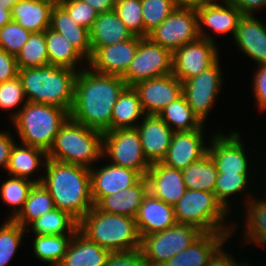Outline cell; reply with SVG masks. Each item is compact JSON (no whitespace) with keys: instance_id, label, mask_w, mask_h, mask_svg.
Segmentation results:
<instances>
[{"instance_id":"6da1fadb","label":"cell","mask_w":266,"mask_h":266,"mask_svg":"<svg viewBox=\"0 0 266 266\" xmlns=\"http://www.w3.org/2000/svg\"><path fill=\"white\" fill-rule=\"evenodd\" d=\"M126 86L122 77L79 70L70 117L102 133L111 131L113 106Z\"/></svg>"},{"instance_id":"7a4b0ae2","label":"cell","mask_w":266,"mask_h":266,"mask_svg":"<svg viewBox=\"0 0 266 266\" xmlns=\"http://www.w3.org/2000/svg\"><path fill=\"white\" fill-rule=\"evenodd\" d=\"M42 184L49 191L56 208L67 211L78 221L95 205L91 197L90 169L47 159Z\"/></svg>"},{"instance_id":"3957f363","label":"cell","mask_w":266,"mask_h":266,"mask_svg":"<svg viewBox=\"0 0 266 266\" xmlns=\"http://www.w3.org/2000/svg\"><path fill=\"white\" fill-rule=\"evenodd\" d=\"M78 70L46 65L18 70L26 101L49 104L65 109L69 114L74 104L75 80Z\"/></svg>"},{"instance_id":"277c9868","label":"cell","mask_w":266,"mask_h":266,"mask_svg":"<svg viewBox=\"0 0 266 266\" xmlns=\"http://www.w3.org/2000/svg\"><path fill=\"white\" fill-rule=\"evenodd\" d=\"M78 231L111 252L140 249L141 237L135 218L107 213L96 206L79 220Z\"/></svg>"},{"instance_id":"5b68a950","label":"cell","mask_w":266,"mask_h":266,"mask_svg":"<svg viewBox=\"0 0 266 266\" xmlns=\"http://www.w3.org/2000/svg\"><path fill=\"white\" fill-rule=\"evenodd\" d=\"M103 133L73 120L70 116L61 125L48 159L91 169L101 157Z\"/></svg>"},{"instance_id":"8992f818","label":"cell","mask_w":266,"mask_h":266,"mask_svg":"<svg viewBox=\"0 0 266 266\" xmlns=\"http://www.w3.org/2000/svg\"><path fill=\"white\" fill-rule=\"evenodd\" d=\"M21 109L12 113V122L22 144L40 148L47 153L53 146L61 125L70 114L58 106L24 100Z\"/></svg>"},{"instance_id":"52a82bcc","label":"cell","mask_w":266,"mask_h":266,"mask_svg":"<svg viewBox=\"0 0 266 266\" xmlns=\"http://www.w3.org/2000/svg\"><path fill=\"white\" fill-rule=\"evenodd\" d=\"M174 212L177 223L193 225L202 232H233L235 229L223 224L229 211L213 192L186 189L174 205Z\"/></svg>"},{"instance_id":"ba28073f","label":"cell","mask_w":266,"mask_h":266,"mask_svg":"<svg viewBox=\"0 0 266 266\" xmlns=\"http://www.w3.org/2000/svg\"><path fill=\"white\" fill-rule=\"evenodd\" d=\"M203 233L193 225L176 223L162 232L142 236L140 250L151 266H162Z\"/></svg>"},{"instance_id":"9c48e42d","label":"cell","mask_w":266,"mask_h":266,"mask_svg":"<svg viewBox=\"0 0 266 266\" xmlns=\"http://www.w3.org/2000/svg\"><path fill=\"white\" fill-rule=\"evenodd\" d=\"M102 155L112 159L110 164L138 171L143 177L151 166L144 156L137 128L104 132Z\"/></svg>"},{"instance_id":"30bf717a","label":"cell","mask_w":266,"mask_h":266,"mask_svg":"<svg viewBox=\"0 0 266 266\" xmlns=\"http://www.w3.org/2000/svg\"><path fill=\"white\" fill-rule=\"evenodd\" d=\"M173 73V52L149 37L140 40L134 59L122 79L127 86Z\"/></svg>"},{"instance_id":"8fae6325","label":"cell","mask_w":266,"mask_h":266,"mask_svg":"<svg viewBox=\"0 0 266 266\" xmlns=\"http://www.w3.org/2000/svg\"><path fill=\"white\" fill-rule=\"evenodd\" d=\"M148 37L172 52L199 38L198 16L195 9L176 8Z\"/></svg>"},{"instance_id":"7c38bea8","label":"cell","mask_w":266,"mask_h":266,"mask_svg":"<svg viewBox=\"0 0 266 266\" xmlns=\"http://www.w3.org/2000/svg\"><path fill=\"white\" fill-rule=\"evenodd\" d=\"M219 59L208 69L182 83V94L194 114L204 123L223 83Z\"/></svg>"},{"instance_id":"4fadbf2b","label":"cell","mask_w":266,"mask_h":266,"mask_svg":"<svg viewBox=\"0 0 266 266\" xmlns=\"http://www.w3.org/2000/svg\"><path fill=\"white\" fill-rule=\"evenodd\" d=\"M216 44L199 37L176 49L173 52V74L183 83L211 67L219 59Z\"/></svg>"},{"instance_id":"5bb4252c","label":"cell","mask_w":266,"mask_h":266,"mask_svg":"<svg viewBox=\"0 0 266 266\" xmlns=\"http://www.w3.org/2000/svg\"><path fill=\"white\" fill-rule=\"evenodd\" d=\"M136 90L145 114L158 115L182 95V82L172 73L138 82Z\"/></svg>"},{"instance_id":"9a60e30c","label":"cell","mask_w":266,"mask_h":266,"mask_svg":"<svg viewBox=\"0 0 266 266\" xmlns=\"http://www.w3.org/2000/svg\"><path fill=\"white\" fill-rule=\"evenodd\" d=\"M142 38L134 35L126 41L99 47L88 61L89 68L101 74L123 77Z\"/></svg>"},{"instance_id":"2e32d148","label":"cell","mask_w":266,"mask_h":266,"mask_svg":"<svg viewBox=\"0 0 266 266\" xmlns=\"http://www.w3.org/2000/svg\"><path fill=\"white\" fill-rule=\"evenodd\" d=\"M228 135L217 133L211 139L212 145L208 146V154L214 161L218 173L249 174V161L240 134L234 131Z\"/></svg>"},{"instance_id":"e0dca14e","label":"cell","mask_w":266,"mask_h":266,"mask_svg":"<svg viewBox=\"0 0 266 266\" xmlns=\"http://www.w3.org/2000/svg\"><path fill=\"white\" fill-rule=\"evenodd\" d=\"M203 126L192 131L174 132L162 164L183 170L208 153L203 141Z\"/></svg>"},{"instance_id":"ac0fdd59","label":"cell","mask_w":266,"mask_h":266,"mask_svg":"<svg viewBox=\"0 0 266 266\" xmlns=\"http://www.w3.org/2000/svg\"><path fill=\"white\" fill-rule=\"evenodd\" d=\"M223 4L214 2H204L196 11L198 16V34L200 38L215 42L214 39L204 33L202 25L209 27L219 35L233 33V37L238 28L239 21L243 13L230 1L224 0ZM203 23V24H202Z\"/></svg>"},{"instance_id":"d6986e66","label":"cell","mask_w":266,"mask_h":266,"mask_svg":"<svg viewBox=\"0 0 266 266\" xmlns=\"http://www.w3.org/2000/svg\"><path fill=\"white\" fill-rule=\"evenodd\" d=\"M101 167L90 169L91 197L94 205L105 196L135 185L143 177L138 171L122 166L107 164Z\"/></svg>"},{"instance_id":"ffe728a7","label":"cell","mask_w":266,"mask_h":266,"mask_svg":"<svg viewBox=\"0 0 266 266\" xmlns=\"http://www.w3.org/2000/svg\"><path fill=\"white\" fill-rule=\"evenodd\" d=\"M148 192L165 203L174 206L185 194L182 171L161 162L151 164L145 175Z\"/></svg>"},{"instance_id":"44dd1931","label":"cell","mask_w":266,"mask_h":266,"mask_svg":"<svg viewBox=\"0 0 266 266\" xmlns=\"http://www.w3.org/2000/svg\"><path fill=\"white\" fill-rule=\"evenodd\" d=\"M136 127L142 150L150 164L161 162L168 151L174 131L158 115L146 114Z\"/></svg>"},{"instance_id":"7402d4cb","label":"cell","mask_w":266,"mask_h":266,"mask_svg":"<svg viewBox=\"0 0 266 266\" xmlns=\"http://www.w3.org/2000/svg\"><path fill=\"white\" fill-rule=\"evenodd\" d=\"M135 221L140 237L162 232L177 223L174 206L149 192L140 205Z\"/></svg>"},{"instance_id":"603a6c76","label":"cell","mask_w":266,"mask_h":266,"mask_svg":"<svg viewBox=\"0 0 266 266\" xmlns=\"http://www.w3.org/2000/svg\"><path fill=\"white\" fill-rule=\"evenodd\" d=\"M234 232H204L194 243L162 266H206Z\"/></svg>"},{"instance_id":"cb8c5ba5","label":"cell","mask_w":266,"mask_h":266,"mask_svg":"<svg viewBox=\"0 0 266 266\" xmlns=\"http://www.w3.org/2000/svg\"><path fill=\"white\" fill-rule=\"evenodd\" d=\"M234 41L257 65L266 63V27L253 15L243 14Z\"/></svg>"},{"instance_id":"d4e9b609","label":"cell","mask_w":266,"mask_h":266,"mask_svg":"<svg viewBox=\"0 0 266 266\" xmlns=\"http://www.w3.org/2000/svg\"><path fill=\"white\" fill-rule=\"evenodd\" d=\"M148 193V184L142 177L135 185L103 197L95 206L104 212L136 218L140 205Z\"/></svg>"},{"instance_id":"484cf974","label":"cell","mask_w":266,"mask_h":266,"mask_svg":"<svg viewBox=\"0 0 266 266\" xmlns=\"http://www.w3.org/2000/svg\"><path fill=\"white\" fill-rule=\"evenodd\" d=\"M133 36V33L114 10L99 14L89 30L90 46L93 53L99 47L120 43Z\"/></svg>"},{"instance_id":"4316f807","label":"cell","mask_w":266,"mask_h":266,"mask_svg":"<svg viewBox=\"0 0 266 266\" xmlns=\"http://www.w3.org/2000/svg\"><path fill=\"white\" fill-rule=\"evenodd\" d=\"M110 254L77 231L58 266H106Z\"/></svg>"},{"instance_id":"83f0119b","label":"cell","mask_w":266,"mask_h":266,"mask_svg":"<svg viewBox=\"0 0 266 266\" xmlns=\"http://www.w3.org/2000/svg\"><path fill=\"white\" fill-rule=\"evenodd\" d=\"M50 28L63 35L84 60L91 59L89 30L76 23L62 6L53 7Z\"/></svg>"},{"instance_id":"f1b7e54d","label":"cell","mask_w":266,"mask_h":266,"mask_svg":"<svg viewBox=\"0 0 266 266\" xmlns=\"http://www.w3.org/2000/svg\"><path fill=\"white\" fill-rule=\"evenodd\" d=\"M52 9L38 0H19L11 9V17L31 33L41 32L50 27Z\"/></svg>"},{"instance_id":"f546056e","label":"cell","mask_w":266,"mask_h":266,"mask_svg":"<svg viewBox=\"0 0 266 266\" xmlns=\"http://www.w3.org/2000/svg\"><path fill=\"white\" fill-rule=\"evenodd\" d=\"M146 114L133 86H126L113 106L111 131L116 129L136 128L137 120Z\"/></svg>"},{"instance_id":"4dcf8cb0","label":"cell","mask_w":266,"mask_h":266,"mask_svg":"<svg viewBox=\"0 0 266 266\" xmlns=\"http://www.w3.org/2000/svg\"><path fill=\"white\" fill-rule=\"evenodd\" d=\"M41 157H44V160L41 159ZM47 159V152L40 148L25 144H23V146H17V144H14L11 149L7 166L8 175L29 179L28 177L32 175L34 171H37L42 164L43 166L46 165Z\"/></svg>"},{"instance_id":"1f68e13d","label":"cell","mask_w":266,"mask_h":266,"mask_svg":"<svg viewBox=\"0 0 266 266\" xmlns=\"http://www.w3.org/2000/svg\"><path fill=\"white\" fill-rule=\"evenodd\" d=\"M181 171L186 189L214 193L218 171L208 153Z\"/></svg>"},{"instance_id":"d6a6232c","label":"cell","mask_w":266,"mask_h":266,"mask_svg":"<svg viewBox=\"0 0 266 266\" xmlns=\"http://www.w3.org/2000/svg\"><path fill=\"white\" fill-rule=\"evenodd\" d=\"M29 225H31L33 234L37 235L75 234L78 231L79 221L67 211L55 208L44 213Z\"/></svg>"},{"instance_id":"836d02e7","label":"cell","mask_w":266,"mask_h":266,"mask_svg":"<svg viewBox=\"0 0 266 266\" xmlns=\"http://www.w3.org/2000/svg\"><path fill=\"white\" fill-rule=\"evenodd\" d=\"M55 208L54 200L49 191L42 183H35L29 191L23 209L13 220L28 231L27 225Z\"/></svg>"},{"instance_id":"e575fe53","label":"cell","mask_w":266,"mask_h":266,"mask_svg":"<svg viewBox=\"0 0 266 266\" xmlns=\"http://www.w3.org/2000/svg\"><path fill=\"white\" fill-rule=\"evenodd\" d=\"M158 116L174 132L192 131L204 125L187 104L183 94L166 106Z\"/></svg>"},{"instance_id":"d590c367","label":"cell","mask_w":266,"mask_h":266,"mask_svg":"<svg viewBox=\"0 0 266 266\" xmlns=\"http://www.w3.org/2000/svg\"><path fill=\"white\" fill-rule=\"evenodd\" d=\"M45 41L50 65L77 70L76 65L84 58L63 35L49 27L45 30Z\"/></svg>"},{"instance_id":"8d00e7d4","label":"cell","mask_w":266,"mask_h":266,"mask_svg":"<svg viewBox=\"0 0 266 266\" xmlns=\"http://www.w3.org/2000/svg\"><path fill=\"white\" fill-rule=\"evenodd\" d=\"M74 234L37 235L33 242L35 257L51 266H58L65 255Z\"/></svg>"},{"instance_id":"74e56055","label":"cell","mask_w":266,"mask_h":266,"mask_svg":"<svg viewBox=\"0 0 266 266\" xmlns=\"http://www.w3.org/2000/svg\"><path fill=\"white\" fill-rule=\"evenodd\" d=\"M18 69L39 68L49 65V56L45 41V30L33 32L16 55Z\"/></svg>"},{"instance_id":"f35d334b","label":"cell","mask_w":266,"mask_h":266,"mask_svg":"<svg viewBox=\"0 0 266 266\" xmlns=\"http://www.w3.org/2000/svg\"><path fill=\"white\" fill-rule=\"evenodd\" d=\"M42 179L43 178L30 180L26 178L10 177V179L2 183L0 190V194L2 195L1 198L3 202L14 208V210H11L13 214L9 219H13L19 214L24 207L29 191L35 183H41Z\"/></svg>"},{"instance_id":"ab89813d","label":"cell","mask_w":266,"mask_h":266,"mask_svg":"<svg viewBox=\"0 0 266 266\" xmlns=\"http://www.w3.org/2000/svg\"><path fill=\"white\" fill-rule=\"evenodd\" d=\"M252 198L246 204L247 220L244 239L247 243L253 241L258 245H264L266 243V200L259 201Z\"/></svg>"},{"instance_id":"60d3db41","label":"cell","mask_w":266,"mask_h":266,"mask_svg":"<svg viewBox=\"0 0 266 266\" xmlns=\"http://www.w3.org/2000/svg\"><path fill=\"white\" fill-rule=\"evenodd\" d=\"M26 229L13 219H7L0 227V266H6L17 252Z\"/></svg>"},{"instance_id":"b9f144b4","label":"cell","mask_w":266,"mask_h":266,"mask_svg":"<svg viewBox=\"0 0 266 266\" xmlns=\"http://www.w3.org/2000/svg\"><path fill=\"white\" fill-rule=\"evenodd\" d=\"M144 37L159 26L175 9L172 0H141Z\"/></svg>"},{"instance_id":"7bdbcfd3","label":"cell","mask_w":266,"mask_h":266,"mask_svg":"<svg viewBox=\"0 0 266 266\" xmlns=\"http://www.w3.org/2000/svg\"><path fill=\"white\" fill-rule=\"evenodd\" d=\"M248 174H225L218 173L215 183L214 194L216 199L226 210H230L229 198L232 194L243 192L247 189ZM229 196V197H228Z\"/></svg>"},{"instance_id":"ee69618b","label":"cell","mask_w":266,"mask_h":266,"mask_svg":"<svg viewBox=\"0 0 266 266\" xmlns=\"http://www.w3.org/2000/svg\"><path fill=\"white\" fill-rule=\"evenodd\" d=\"M114 11L133 35L144 37L141 0H118Z\"/></svg>"},{"instance_id":"f6af8a7d","label":"cell","mask_w":266,"mask_h":266,"mask_svg":"<svg viewBox=\"0 0 266 266\" xmlns=\"http://www.w3.org/2000/svg\"><path fill=\"white\" fill-rule=\"evenodd\" d=\"M31 32L11 21L0 29V49L17 55L30 36Z\"/></svg>"},{"instance_id":"bcb514c9","label":"cell","mask_w":266,"mask_h":266,"mask_svg":"<svg viewBox=\"0 0 266 266\" xmlns=\"http://www.w3.org/2000/svg\"><path fill=\"white\" fill-rule=\"evenodd\" d=\"M61 6L76 23L88 30L99 15L91 5L81 0H65Z\"/></svg>"},{"instance_id":"7dc6e473","label":"cell","mask_w":266,"mask_h":266,"mask_svg":"<svg viewBox=\"0 0 266 266\" xmlns=\"http://www.w3.org/2000/svg\"><path fill=\"white\" fill-rule=\"evenodd\" d=\"M26 98L22 87L21 79L17 76L15 79L0 83V108L13 110Z\"/></svg>"},{"instance_id":"c3c4849f","label":"cell","mask_w":266,"mask_h":266,"mask_svg":"<svg viewBox=\"0 0 266 266\" xmlns=\"http://www.w3.org/2000/svg\"><path fill=\"white\" fill-rule=\"evenodd\" d=\"M106 266H151L140 249L111 252Z\"/></svg>"},{"instance_id":"681fc988","label":"cell","mask_w":266,"mask_h":266,"mask_svg":"<svg viewBox=\"0 0 266 266\" xmlns=\"http://www.w3.org/2000/svg\"><path fill=\"white\" fill-rule=\"evenodd\" d=\"M258 69L254 74L252 81L254 82L253 89L255 93L256 102L258 107L264 111L266 110V63L259 64Z\"/></svg>"},{"instance_id":"f907efd6","label":"cell","mask_w":266,"mask_h":266,"mask_svg":"<svg viewBox=\"0 0 266 266\" xmlns=\"http://www.w3.org/2000/svg\"><path fill=\"white\" fill-rule=\"evenodd\" d=\"M18 70L16 56L0 49V83L15 79Z\"/></svg>"},{"instance_id":"816d5d0a","label":"cell","mask_w":266,"mask_h":266,"mask_svg":"<svg viewBox=\"0 0 266 266\" xmlns=\"http://www.w3.org/2000/svg\"><path fill=\"white\" fill-rule=\"evenodd\" d=\"M15 144L13 137L8 132L0 131V167L7 169L12 146Z\"/></svg>"},{"instance_id":"f5cc1de1","label":"cell","mask_w":266,"mask_h":266,"mask_svg":"<svg viewBox=\"0 0 266 266\" xmlns=\"http://www.w3.org/2000/svg\"><path fill=\"white\" fill-rule=\"evenodd\" d=\"M243 14H254L256 9L266 6V0H230Z\"/></svg>"},{"instance_id":"db71d44e","label":"cell","mask_w":266,"mask_h":266,"mask_svg":"<svg viewBox=\"0 0 266 266\" xmlns=\"http://www.w3.org/2000/svg\"><path fill=\"white\" fill-rule=\"evenodd\" d=\"M224 251L221 247L208 261L206 266H234L236 262L233 260L232 255L229 256L230 254H226Z\"/></svg>"},{"instance_id":"11a10c76","label":"cell","mask_w":266,"mask_h":266,"mask_svg":"<svg viewBox=\"0 0 266 266\" xmlns=\"http://www.w3.org/2000/svg\"><path fill=\"white\" fill-rule=\"evenodd\" d=\"M88 3L98 14L114 10V0H81Z\"/></svg>"},{"instance_id":"9f6ffc18","label":"cell","mask_w":266,"mask_h":266,"mask_svg":"<svg viewBox=\"0 0 266 266\" xmlns=\"http://www.w3.org/2000/svg\"><path fill=\"white\" fill-rule=\"evenodd\" d=\"M176 8H190L197 10L204 2L202 0H172Z\"/></svg>"},{"instance_id":"6f0895ef","label":"cell","mask_w":266,"mask_h":266,"mask_svg":"<svg viewBox=\"0 0 266 266\" xmlns=\"http://www.w3.org/2000/svg\"><path fill=\"white\" fill-rule=\"evenodd\" d=\"M12 21L11 10L0 7V29Z\"/></svg>"},{"instance_id":"680465c9","label":"cell","mask_w":266,"mask_h":266,"mask_svg":"<svg viewBox=\"0 0 266 266\" xmlns=\"http://www.w3.org/2000/svg\"><path fill=\"white\" fill-rule=\"evenodd\" d=\"M19 0H0V7L4 9H12V7L18 2Z\"/></svg>"},{"instance_id":"91938a15","label":"cell","mask_w":266,"mask_h":266,"mask_svg":"<svg viewBox=\"0 0 266 266\" xmlns=\"http://www.w3.org/2000/svg\"><path fill=\"white\" fill-rule=\"evenodd\" d=\"M38 1H41L43 3H47V4L51 5L52 7H58V6H61V4L65 0H38Z\"/></svg>"},{"instance_id":"94428289","label":"cell","mask_w":266,"mask_h":266,"mask_svg":"<svg viewBox=\"0 0 266 266\" xmlns=\"http://www.w3.org/2000/svg\"><path fill=\"white\" fill-rule=\"evenodd\" d=\"M234 266H248V265L246 263L245 264L242 263V265L241 263L240 264L235 263Z\"/></svg>"},{"instance_id":"6125c7cd","label":"cell","mask_w":266,"mask_h":266,"mask_svg":"<svg viewBox=\"0 0 266 266\" xmlns=\"http://www.w3.org/2000/svg\"><path fill=\"white\" fill-rule=\"evenodd\" d=\"M203 2H214V0H202ZM224 1V0H223Z\"/></svg>"}]
</instances>
